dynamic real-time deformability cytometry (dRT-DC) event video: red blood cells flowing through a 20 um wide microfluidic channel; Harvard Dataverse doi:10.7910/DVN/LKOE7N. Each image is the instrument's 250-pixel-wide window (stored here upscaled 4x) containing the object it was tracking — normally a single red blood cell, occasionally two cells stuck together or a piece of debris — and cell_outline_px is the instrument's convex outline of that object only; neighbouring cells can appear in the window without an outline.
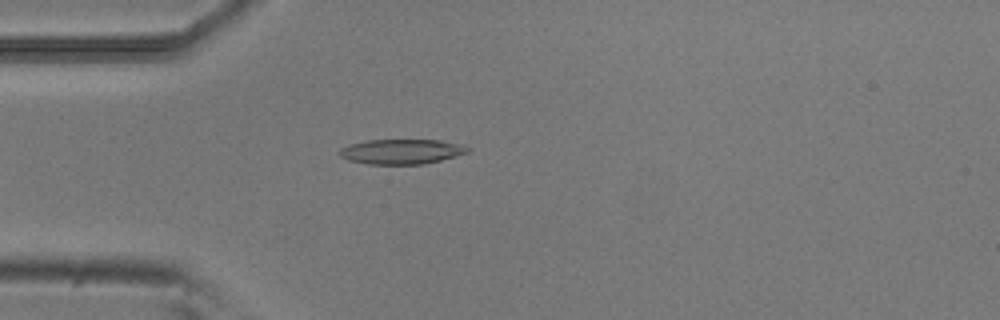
{"species": "common noctule bat (a hibernating species)", "species_latin": "Nyctalus noctula", "temperature_condition": "room temperature", "stored_images_in_passage": 51, "camera_frame_rate_fps": 3000, "um_per_image_px": 0.085, "animal": {"sex": "male", "body_mass_g": 20.5, "forearm_length_mm": 52.5}, "frame": {"image": 1, "passage_image": 13, "time_ms": 4.0, "image_size_px": [1000, 320], "cell_outline_px": [[468, 152], [456, 156], [424, 164], [368, 164], [348, 160], [340, 156], [336, 152], [340, 148], [348, 144], [368, 140], [440, 140], [464, 144], [468, 148]], "centroid_in_image_um": [34.09, 12.88], "position_along_channel_um": 50.9, "area_um2": 18.73}}
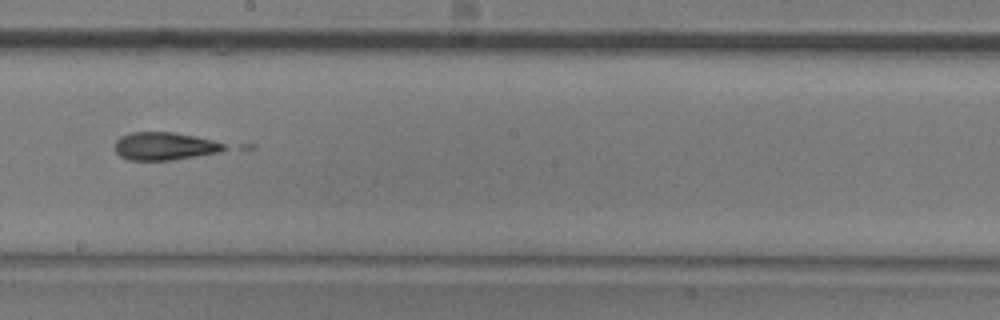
{"frame": {"image": 2, "passage_image": 28, "time_ms": 9.0, "image_size_px": [1000, 320], "cell_outline_px": [[228, 148], [220, 152], [172, 160], [128, 160], [120, 156], [116, 152], [116, 140], [120, 136], [132, 132], [172, 132], [196, 136], [212, 140], [224, 144]], "centroid_in_image_um": [13.99, 12.42], "position_along_channel_um": 234.2, "area_um2": 17.74}}
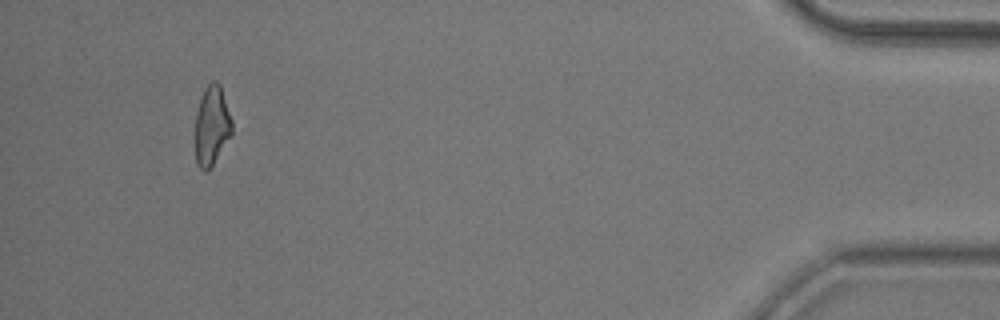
{"frame": {"image": 3, "passage_image": 48, "time_ms": 15.667, "image_size_px": [1000, 320], "cell_outline_px": [[232, 136], [212, 164], [204, 172], [196, 164], [192, 136], [196, 112], [204, 88], [212, 80], [216, 80], [220, 84], [232, 120]], "centroid_in_image_um": [17.95, 10.69], "position_along_channel_um": 417.2, "area_um2": 17.69}}